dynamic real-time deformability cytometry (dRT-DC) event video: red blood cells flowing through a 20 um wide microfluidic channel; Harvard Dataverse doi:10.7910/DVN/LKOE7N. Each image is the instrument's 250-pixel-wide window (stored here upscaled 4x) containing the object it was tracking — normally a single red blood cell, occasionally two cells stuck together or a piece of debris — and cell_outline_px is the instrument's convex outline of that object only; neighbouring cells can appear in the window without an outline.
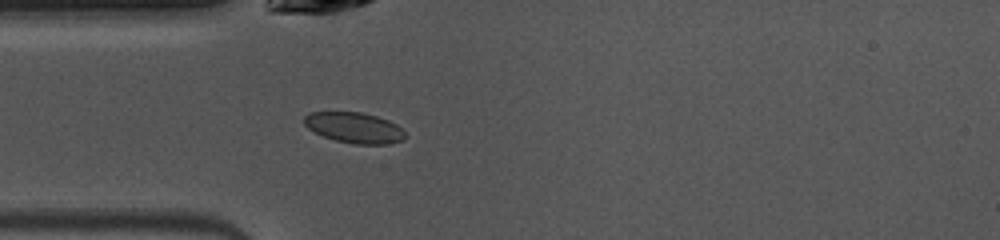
{"species": "common noctule bat (a hibernating species)", "species_latin": "Nyctalus noctula", "temperature_condition": "warm", "stored_images_in_passage": 40, "camera_frame_rate_fps": 3000, "um_per_image_px": 0.085, "animal": {"sex": "female", "body_mass_g": 10.0, "forearm_length_mm": 53.1}, "frame": {"image": 1, "passage_image": 4, "time_ms": 1.0, "image_size_px": [1000, 240], "cell_outline_px": [[408, 136], [404, 140], [388, 144], [356, 144], [336, 140], [324, 136], [308, 128], [304, 124], [304, 116], [308, 112], [360, 112], [376, 116], [388, 120], [396, 124]], "centroid_in_image_um": [30.14, 10.85], "position_along_channel_um": 54.9, "area_um2": 17.98}}
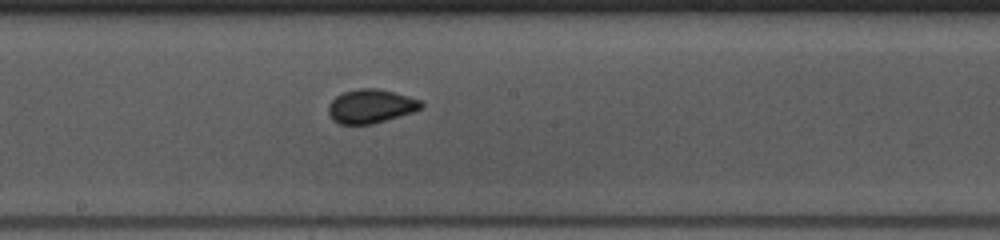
{"frame": {"image": 2, "passage_image": 16, "time_ms": 5.0, "image_size_px": [1000, 240], "cell_outline_px": [[424, 108], [412, 112], [372, 124], [340, 124], [332, 120], [328, 112], [328, 104], [336, 96], [344, 92], [360, 88], [376, 88], [424, 100]], "centroid_in_image_um": [31.53, 9.03], "position_along_channel_um": 216.7, "area_um2": 18.32}}
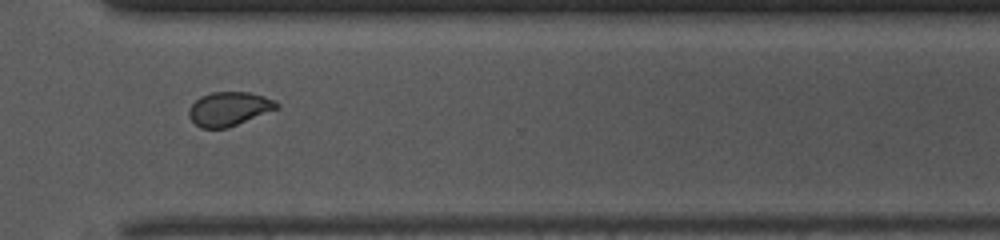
{"frame": {"image": 3, "passage_image": 26, "time_ms": 8.333, "image_size_px": [1000, 240], "cell_outline_px": [[280, 108], [228, 128], [200, 128], [188, 116], [188, 108], [200, 96], [212, 92], [248, 92], [264, 96], [276, 100], [280, 104]], "centroid_in_image_um": [19.49, 9.25], "position_along_channel_um": 351.1, "area_um2": 17.57}, "authors_computed_cell_mechanics": {"area_um2": 17.8891, "velocity_mm_per_s": 4.041, "shape_relaxation_time_tau1_ms": 3.6105, "shape_relaxation_time_tau2_ms": 0.979, "deformation_change_tau1": 0.0641, "deformation_change_tau2": 0.0562}}